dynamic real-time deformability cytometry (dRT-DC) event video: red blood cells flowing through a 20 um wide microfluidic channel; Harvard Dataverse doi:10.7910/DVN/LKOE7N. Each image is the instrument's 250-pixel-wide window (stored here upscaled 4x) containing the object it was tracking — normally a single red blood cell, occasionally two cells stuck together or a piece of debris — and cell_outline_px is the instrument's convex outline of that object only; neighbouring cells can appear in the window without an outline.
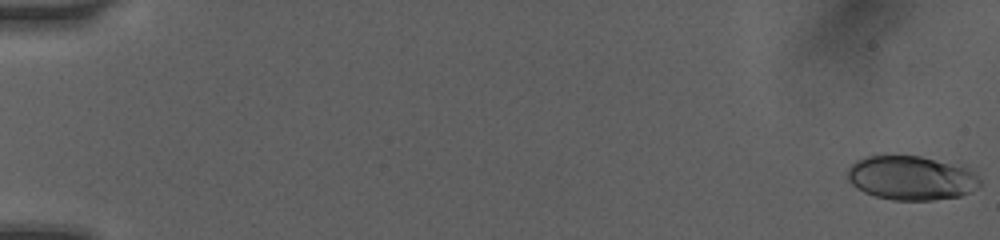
{"species": "human", "species_latin": "Homo sapiens", "temperature_condition": "room temperature", "stored_images_in_passage": 28, "camera_frame_rate_fps": 3000, "um_per_image_px": 0.085, "donor": {"sex": "female"}, "frame": {"image": 1, "passage_image": 1, "time_ms": 0.0, "image_size_px": [1000, 240], "cell_outline_px": [[980, 184], [976, 188], [960, 196], [932, 200], [892, 200], [876, 196], [864, 192], [856, 188], [848, 180], [848, 168], [856, 160], [868, 156], [920, 156], [964, 164], [980, 180]], "centroid_in_image_um": [77.47, 15.11], "position_along_channel_um": 7.5, "area_um2": 34.22}}
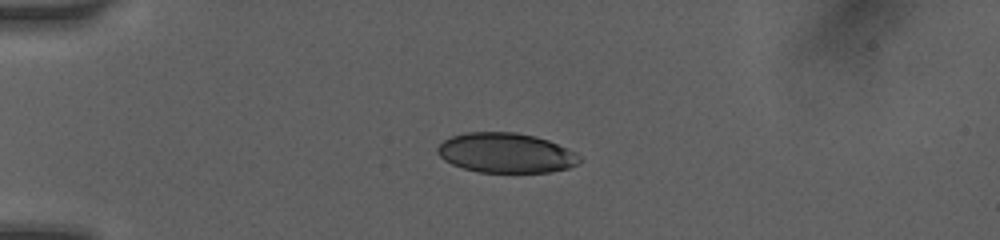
{"frame": {"image": 2, "passage_image": 21, "time_ms": 4.333, "image_size_px": [1000, 240], "cell_outline_px": [[584, 160], [568, 168], [548, 172], [476, 172], [452, 164], [444, 160], [436, 152], [436, 148], [444, 140], [452, 136], [468, 132], [516, 132], [536, 136], [548, 140], [576, 152]], "centroid_in_image_um": [43.01, 12.99], "position_along_channel_um": 42.0, "area_um2": 33.06}}